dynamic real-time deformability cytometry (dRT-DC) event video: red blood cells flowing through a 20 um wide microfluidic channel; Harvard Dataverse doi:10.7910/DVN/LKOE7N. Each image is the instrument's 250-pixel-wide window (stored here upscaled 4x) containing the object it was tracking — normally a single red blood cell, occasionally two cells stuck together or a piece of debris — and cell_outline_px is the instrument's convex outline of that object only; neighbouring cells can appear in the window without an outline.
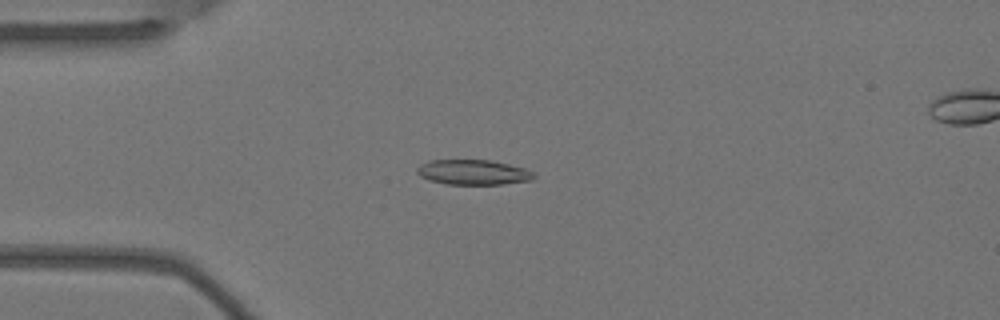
{"species": "Egyptian fruit bat (a non-hibernating species)", "species_latin": "Rousettus aegyptiacus", "temperature_condition": "warm", "stored_images_in_passage": 5, "camera_frame_rate_fps": 3000, "um_per_image_px": 0.085, "animal": {"sex": "female"}, "frame": {"image": 1, "passage_image": 4, "time_ms": 1.0, "image_size_px": [1000, 320], "cell_outline_px": [[536, 176], [532, 180], [504, 184], [444, 184], [428, 180], [420, 176], [416, 172], [416, 168], [420, 164], [428, 160], [488, 160], [508, 164], [524, 168], [536, 172]], "centroid_in_image_um": [40.21, 14.64], "position_along_channel_um": 44.8, "area_um2": 17.22}}